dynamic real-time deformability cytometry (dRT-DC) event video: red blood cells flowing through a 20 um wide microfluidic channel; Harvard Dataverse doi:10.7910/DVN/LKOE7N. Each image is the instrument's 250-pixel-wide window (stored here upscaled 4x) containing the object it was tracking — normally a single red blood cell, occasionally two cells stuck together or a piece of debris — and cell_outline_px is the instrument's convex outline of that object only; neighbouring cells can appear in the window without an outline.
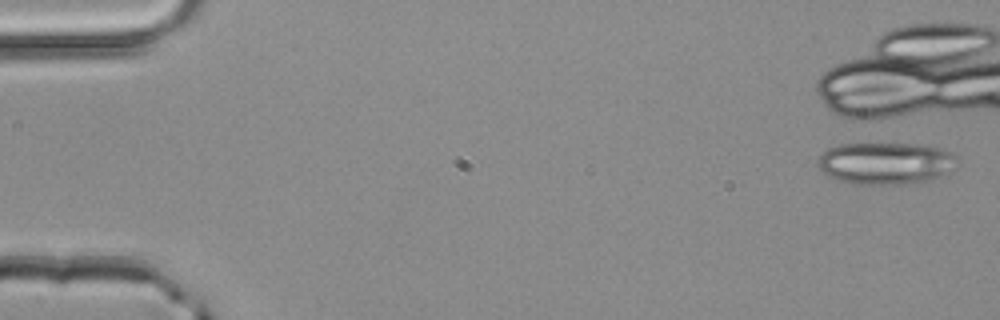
{"species": "common noctule bat (a hibernating species)", "species_latin": "Nyctalus noctula", "temperature_condition": "room temperature", "stored_images_in_passage": 1, "camera_frame_rate_fps": 3000, "um_per_image_px": 0.085, "animal": {"sex": "male", "body_mass_g": 20.4}, "frame": {"image": 1, "passage_image": 1, "time_ms": 0.0, "image_size_px": [1000, 320], "cell_outline_px": [[956, 156], [944, 172], [940, 176], [928, 180], [904, 184], [852, 184], [840, 180], [824, 172], [816, 164], [816, 160], [828, 148], [840, 144], [916, 144], [940, 148]], "centroid_in_image_um": [75.17, 13.87], "position_along_channel_um": 9.8, "area_um2": 33.23}}